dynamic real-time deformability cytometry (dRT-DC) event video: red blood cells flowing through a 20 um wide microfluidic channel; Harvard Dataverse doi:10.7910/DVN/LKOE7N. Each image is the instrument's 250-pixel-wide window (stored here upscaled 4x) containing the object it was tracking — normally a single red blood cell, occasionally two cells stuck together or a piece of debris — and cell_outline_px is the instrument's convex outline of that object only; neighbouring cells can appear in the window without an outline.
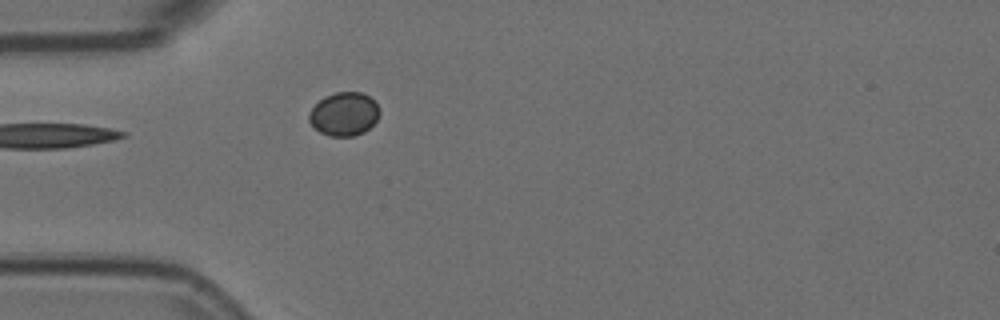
{"species": "Egyptian fruit bat (a non-hibernating species)", "species_latin": "Rousettus aegyptiacus", "temperature_condition": "room temperature", "stored_images_in_passage": 4, "camera_frame_rate_fps": 3000, "um_per_image_px": 0.085, "animal": {"sex": "female"}, "frame": {"image": 1, "passage_image": 4, "time_ms": 1.0, "image_size_px": [1000, 320], "cell_outline_px": [[380, 112], [376, 120], [364, 132], [352, 136], [332, 136], [320, 132], [308, 120], [308, 112], [324, 96], [336, 92], [360, 92], [368, 96], [380, 108]], "centroid_in_image_um": [29.24, 9.68], "position_along_channel_um": 55.8, "area_um2": 17.69}}